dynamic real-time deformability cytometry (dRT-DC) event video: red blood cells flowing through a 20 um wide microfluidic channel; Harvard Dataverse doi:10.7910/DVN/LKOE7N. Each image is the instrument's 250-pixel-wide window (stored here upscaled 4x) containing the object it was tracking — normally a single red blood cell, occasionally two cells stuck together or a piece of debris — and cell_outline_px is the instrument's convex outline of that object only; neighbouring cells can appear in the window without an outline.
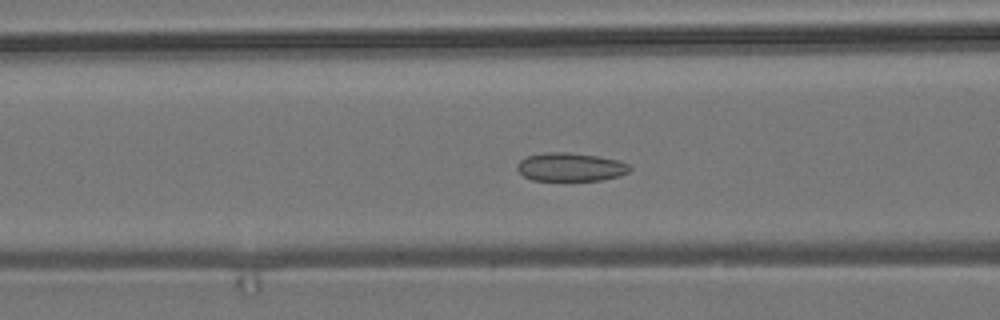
{"species": "common noctule bat (a hibernating species)", "species_latin": "Nyctalus noctula", "temperature_condition": "room temperature", "stored_images_in_passage": 56, "camera_frame_rate_fps": 3000, "um_per_image_px": 0.085, "animal": {"sex": "male", "body_mass_g": 19.2, "forearm_length_mm": 51.8}, "frame": {"image": 1, "passage_image": 23, "time_ms": 7.333, "image_size_px": [1000, 320], "cell_outline_px": [[632, 168], [628, 172], [620, 176], [600, 180], [564, 184], [532, 180], [524, 176], [516, 168], [516, 164], [520, 160], [528, 156], [544, 152], [568, 152], [600, 156], [620, 160], [628, 164]], "centroid_in_image_um": [48.49, 14.25], "position_along_channel_um": 118.1, "area_um2": 19.77}}
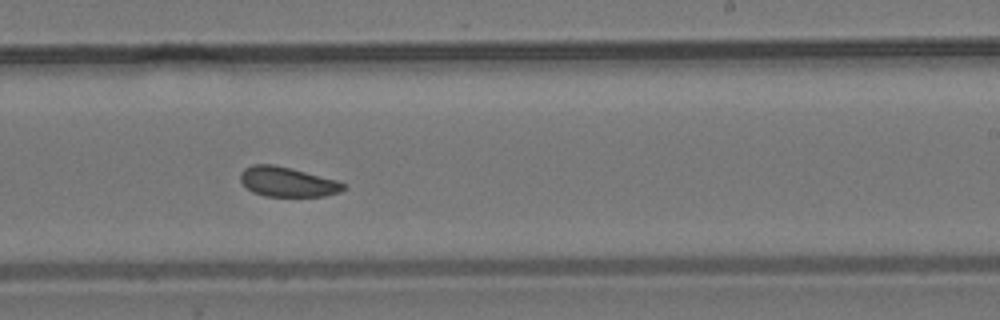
{"frame": {"image": 2, "passage_image": 35, "time_ms": 11.333, "image_size_px": [1000, 320], "cell_outline_px": [[348, 188], [340, 192], [324, 196], [264, 196], [252, 192], [240, 180], [240, 172], [244, 168], [252, 164], [272, 164], [292, 168], [336, 180], [348, 184]], "centroid_in_image_um": [24.46, 15.45], "position_along_channel_um": 264.5, "area_um2": 18.03}}
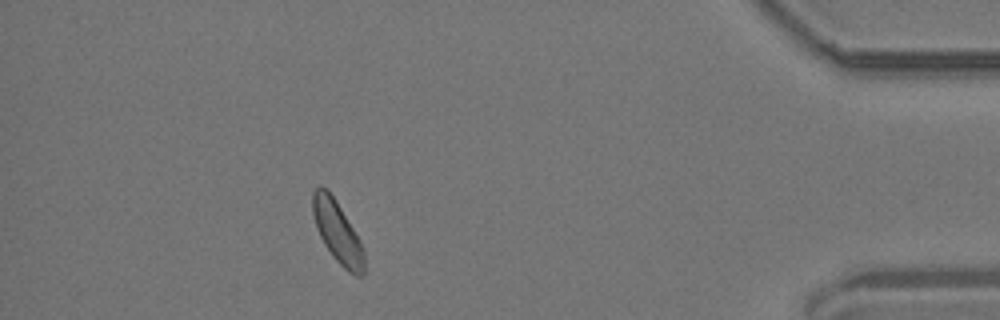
{"frame": {"image": 3, "passage_image": 51, "time_ms": 16.667, "image_size_px": [1000, 320], "cell_outline_px": [[364, 276], [356, 276], [348, 272], [332, 256], [324, 244], [316, 228], [312, 212], [312, 192], [320, 184], [328, 188], [336, 200], [360, 240], [364, 248]], "centroid_in_image_um": [28.67, 19.7], "position_along_channel_um": 406.5, "area_um2": 18.73}}